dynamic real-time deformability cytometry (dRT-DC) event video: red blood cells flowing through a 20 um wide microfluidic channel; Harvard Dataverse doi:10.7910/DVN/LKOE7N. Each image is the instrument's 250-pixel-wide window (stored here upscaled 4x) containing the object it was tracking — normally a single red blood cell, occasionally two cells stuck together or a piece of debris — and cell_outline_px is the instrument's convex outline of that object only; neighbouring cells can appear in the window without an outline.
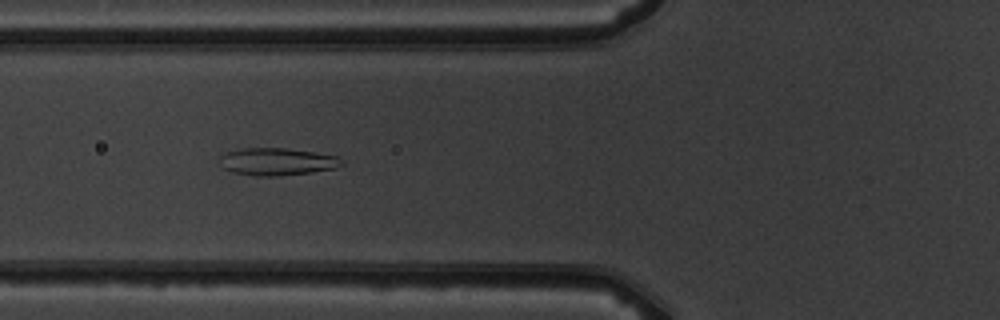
{"species": "common noctule bat (a hibernating species)", "species_latin": "Nyctalus noctula", "temperature_condition": "warm", "stored_images_in_passage": 4, "camera_frame_rate_fps": 3000, "um_per_image_px": 0.085, "animal": {"sex": "male", "body_mass_g": 19.5, "forearm_length_mm": 54.6}, "frame": {"image": 1, "passage_image": 3, "time_ms": 2.333, "image_size_px": [1000, 320], "cell_outline_px": [[344, 164], [336, 168], [312, 172], [276, 176], [256, 176], [232, 172], [224, 168], [220, 156], [224, 152], [244, 148], [284, 148], [312, 152], [336, 156]], "centroid_in_image_um": [23.53, 13.74], "position_along_channel_um": 102.3, "area_um2": 19.25}}